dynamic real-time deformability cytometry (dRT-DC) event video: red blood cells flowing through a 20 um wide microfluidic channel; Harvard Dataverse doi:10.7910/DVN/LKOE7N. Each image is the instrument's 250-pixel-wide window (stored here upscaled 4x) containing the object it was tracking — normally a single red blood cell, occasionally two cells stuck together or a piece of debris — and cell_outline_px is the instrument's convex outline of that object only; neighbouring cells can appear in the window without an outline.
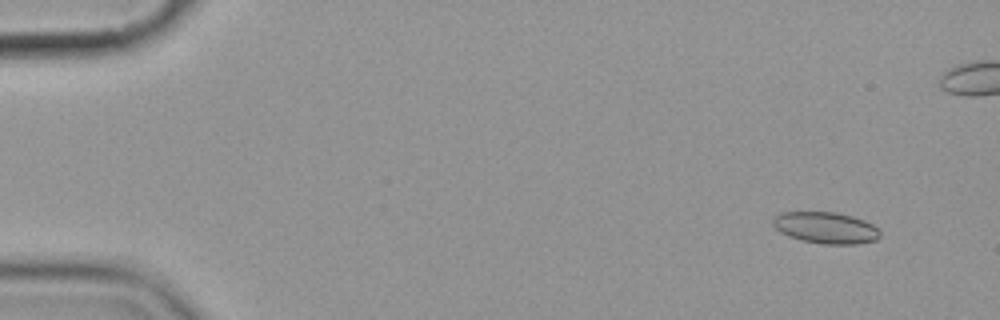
{"species": "common noctule bat (a hibernating species)", "species_latin": "Nyctalus noctula", "temperature_condition": "cold", "stored_images_in_passage": 5, "camera_frame_rate_fps": 3000, "um_per_image_px": 0.085, "animal": {"sex": "female", "body_mass_g": 19.9}, "frame": {"image": 1, "passage_image": 1, "time_ms": 0.0, "image_size_px": [1000, 320], "cell_outline_px": [[880, 236], [876, 240], [856, 244], [824, 244], [804, 240], [788, 236], [780, 232], [772, 224], [772, 220], [780, 212], [836, 212], [852, 216], [864, 220], [880, 228]], "centroid_in_image_um": [70.21, 19.35], "position_along_channel_um": 14.8, "area_um2": 19.65}}